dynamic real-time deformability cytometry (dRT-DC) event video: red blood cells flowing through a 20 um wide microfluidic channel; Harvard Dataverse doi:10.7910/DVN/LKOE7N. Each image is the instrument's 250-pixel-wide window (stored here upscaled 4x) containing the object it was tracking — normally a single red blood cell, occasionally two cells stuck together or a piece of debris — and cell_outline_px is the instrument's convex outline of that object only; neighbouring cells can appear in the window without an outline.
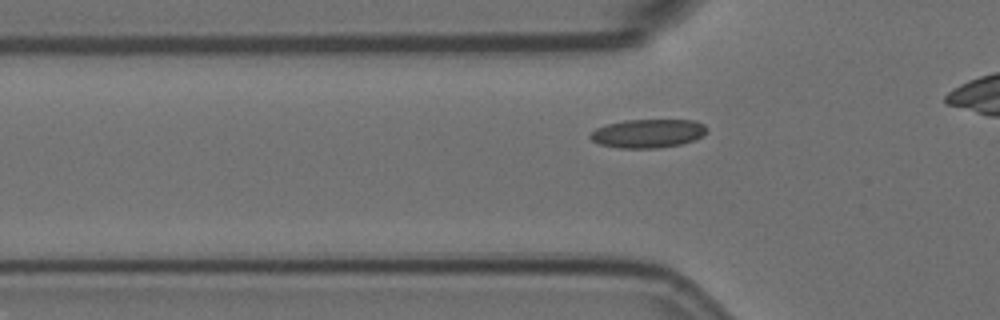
{"species": "Egyptian fruit bat (a non-hibernating species)", "species_latin": "Rousettus aegyptiacus", "temperature_condition": "room temperature", "stored_images_in_passage": 41, "camera_frame_rate_fps": 3000, "um_per_image_px": 0.085, "animal": {"sex": "female"}, "frame": {"image": 1, "passage_image": 13, "time_ms": 4.0, "image_size_px": [1000, 320], "cell_outline_px": [[708, 132], [696, 140], [680, 144], [656, 148], [620, 148], [600, 144], [592, 140], [588, 136], [596, 128], [608, 124], [624, 120], [696, 120], [704, 124], [708, 128]], "centroid_in_image_um": [55.12, 11.33], "position_along_channel_um": 70.7, "area_um2": 19.54}}
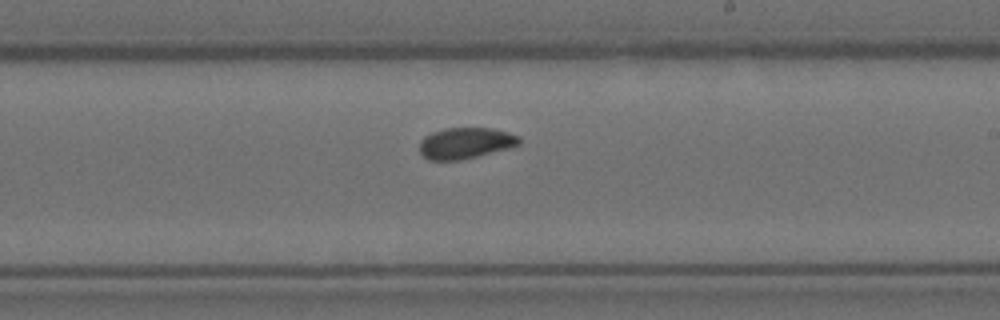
{"frame": {"image": 2, "passage_image": 28, "time_ms": 9.0, "image_size_px": [1000, 320], "cell_outline_px": [[520, 144], [508, 148], [460, 160], [428, 160], [420, 152], [420, 140], [424, 136], [432, 132], [444, 128], [492, 128], [508, 132], [520, 136]], "centroid_in_image_um": [39.55, 12.15], "position_along_channel_um": 249.4, "area_um2": 18.03}}
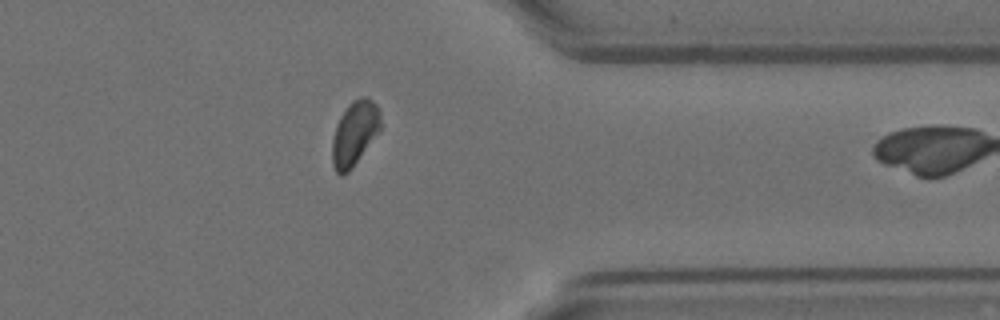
{"frame": {"image": 3, "passage_image": 40, "time_ms": 13.0, "image_size_px": [1000, 320], "cell_outline_px": [[380, 128], [352, 168], [348, 172], [340, 176], [336, 172], [332, 164], [332, 140], [336, 124], [340, 116], [348, 104], [352, 100], [360, 96], [368, 96], [376, 104], [380, 112]], "centroid_in_image_um": [30.11, 11.3], "position_along_channel_um": 381.3, "area_um2": 18.09}}